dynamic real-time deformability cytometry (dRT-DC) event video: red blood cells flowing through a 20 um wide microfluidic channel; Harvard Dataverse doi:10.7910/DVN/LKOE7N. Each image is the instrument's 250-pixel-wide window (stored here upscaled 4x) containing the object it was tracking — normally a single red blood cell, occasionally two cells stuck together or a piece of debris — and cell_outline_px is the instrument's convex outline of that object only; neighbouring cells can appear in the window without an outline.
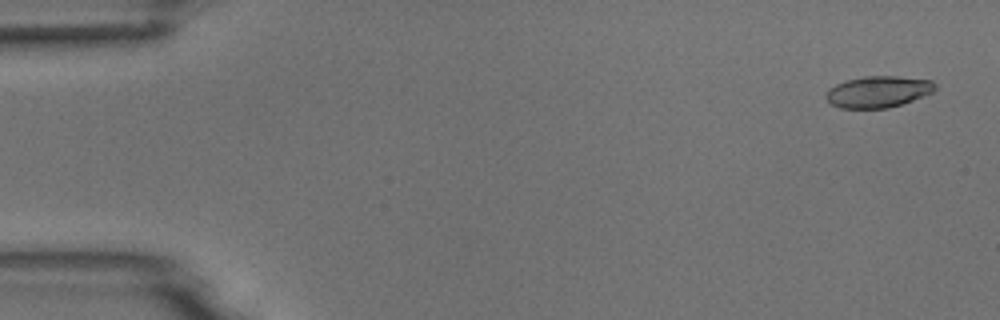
{"species": "common noctule bat (a hibernating species)", "species_latin": "Nyctalus noctula", "temperature_condition": "room temperature", "stored_images_in_passage": 5, "camera_frame_rate_fps": 3000, "um_per_image_px": 0.085, "animal": {"sex": "male", "body_mass_g": 18.8}, "frame": {"image": 1, "passage_image": 1, "time_ms": 0.0, "image_size_px": [1000, 320], "cell_outline_px": [[936, 88], [932, 92], [912, 100], [888, 108], [840, 108], [832, 104], [824, 96], [828, 88], [836, 84], [848, 80], [864, 76], [896, 76], [932, 80], [936, 84]], "centroid_in_image_um": [74.63, 7.79], "position_along_channel_um": 10.4, "area_um2": 19.88}}
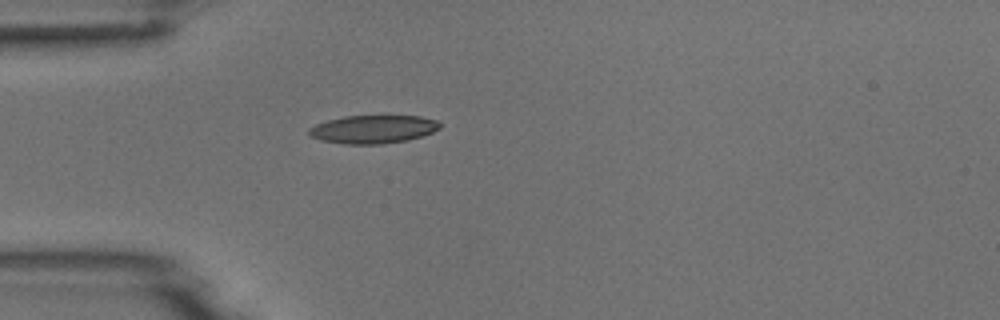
{"frame": {"image": 2, "passage_image": 5, "time_ms": 4.333, "image_size_px": [1000, 320], "cell_outline_px": [[440, 128], [432, 132], [408, 140], [384, 144], [344, 144], [320, 140], [308, 136], [308, 128], [316, 124], [328, 120], [344, 116], [420, 116], [436, 120], [440, 124]], "centroid_in_image_um": [31.67, 10.99], "position_along_channel_um": 53.3, "area_um2": 21.56}}